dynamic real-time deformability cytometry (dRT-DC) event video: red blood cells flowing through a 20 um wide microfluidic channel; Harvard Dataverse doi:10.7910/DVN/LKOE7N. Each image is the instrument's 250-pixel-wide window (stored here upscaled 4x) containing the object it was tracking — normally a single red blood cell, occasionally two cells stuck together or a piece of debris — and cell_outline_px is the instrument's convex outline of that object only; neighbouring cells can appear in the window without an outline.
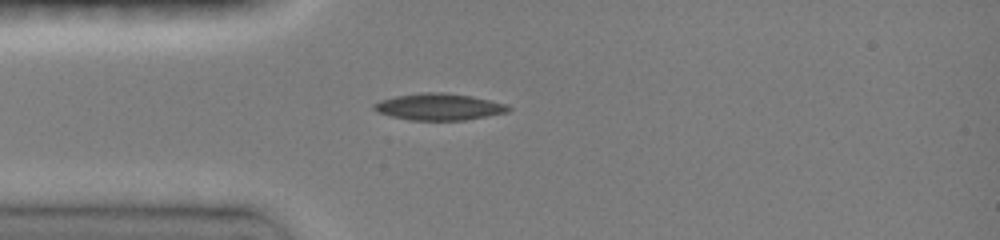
{"species": "common noctule bat (a hibernating species)", "species_latin": "Nyctalus noctula", "temperature_condition": "room temperature", "stored_images_in_passage": 3, "camera_frame_rate_fps": 3000, "um_per_image_px": 0.085, "animal": {"sex": "female", "body_mass_g": 19.0, "forearm_length_mm": 51.5}, "frame": {"image": 1, "passage_image": 1, "time_ms": 0.0, "image_size_px": [1000, 240], "cell_outline_px": [[512, 108], [508, 112], [464, 120], [408, 120], [376, 112], [372, 108], [372, 104], [380, 100], [396, 96], [424, 92], [444, 92], [472, 96], [508, 104]], "centroid_in_image_um": [37.31, 9.07], "position_along_channel_um": 47.7, "area_um2": 20.98}}